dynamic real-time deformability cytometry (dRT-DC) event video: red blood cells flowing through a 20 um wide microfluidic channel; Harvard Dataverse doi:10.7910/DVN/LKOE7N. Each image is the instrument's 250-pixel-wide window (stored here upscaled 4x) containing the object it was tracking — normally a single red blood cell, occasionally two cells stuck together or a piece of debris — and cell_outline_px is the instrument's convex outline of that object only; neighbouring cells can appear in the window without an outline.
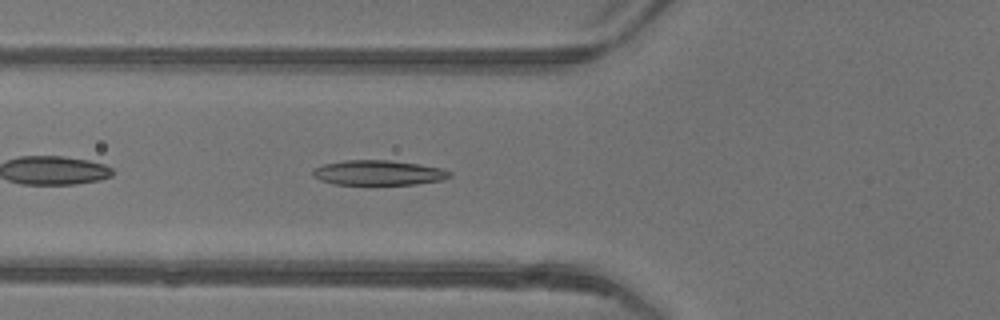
{"species": "common noctule bat (a hibernating species)", "species_latin": "Nyctalus noctula", "temperature_condition": "warm", "stored_images_in_passage": 32, "camera_frame_rate_fps": 3000, "um_per_image_px": 0.085, "animal": {"sex": "female"}, "frame": {"image": 1, "passage_image": 4, "time_ms": 1.0, "image_size_px": [1000, 320], "cell_outline_px": [[452, 176], [444, 180], [416, 184], [332, 184], [320, 180], [312, 172], [312, 168], [324, 164], [344, 160], [388, 160], [420, 164], [444, 168], [452, 172]], "centroid_in_image_um": [32.22, 14.68], "position_along_channel_um": 93.6, "area_um2": 20.0}}
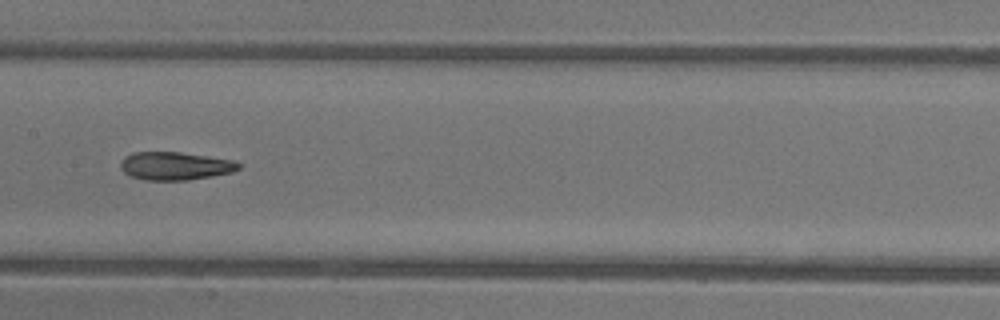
{"frame": {"image": 2, "passage_image": 11, "time_ms": 3.333, "image_size_px": [1000, 320], "cell_outline_px": [[240, 168], [232, 172], [212, 176], [188, 180], [144, 180], [132, 176], [124, 172], [120, 168], [120, 164], [124, 156], [132, 152], [180, 152], [236, 160], [240, 164]], "centroid_in_image_um": [14.89, 14.1], "position_along_channel_um": 192.5, "area_um2": 19.42}}
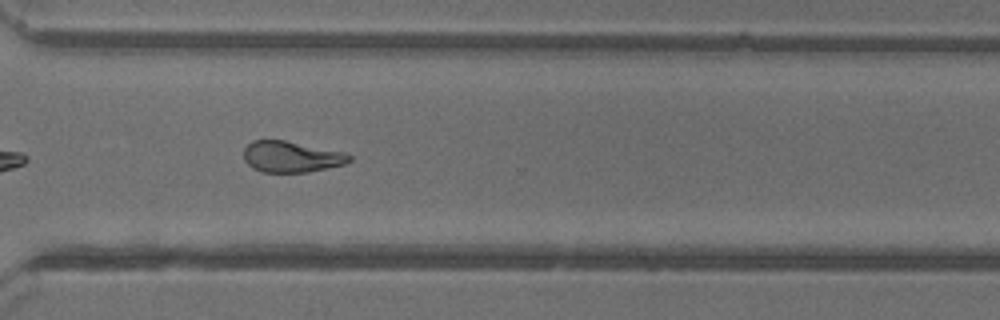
{"frame": {"image": 3, "passage_image": 22, "time_ms": 7.0, "image_size_px": [1000, 320], "cell_outline_px": [[352, 160], [344, 164], [308, 172], [260, 172], [252, 168], [244, 160], [244, 148], [252, 140], [284, 140], [344, 152], [352, 156]], "centroid_in_image_um": [24.74, 13.32], "position_along_channel_um": 345.9, "area_um2": 19.13}, "authors_computed_cell_mechanics": {"area_um2": 19.4208, "velocity_mm_per_s": 4.2008, "shape_relaxation_time_tau1_ms": 6.0366, "shape_relaxation_time_tau2_ms": 3.016, "deformation_change_tau1": 0.2106, "deformation_change_tau2": 0.1171}}